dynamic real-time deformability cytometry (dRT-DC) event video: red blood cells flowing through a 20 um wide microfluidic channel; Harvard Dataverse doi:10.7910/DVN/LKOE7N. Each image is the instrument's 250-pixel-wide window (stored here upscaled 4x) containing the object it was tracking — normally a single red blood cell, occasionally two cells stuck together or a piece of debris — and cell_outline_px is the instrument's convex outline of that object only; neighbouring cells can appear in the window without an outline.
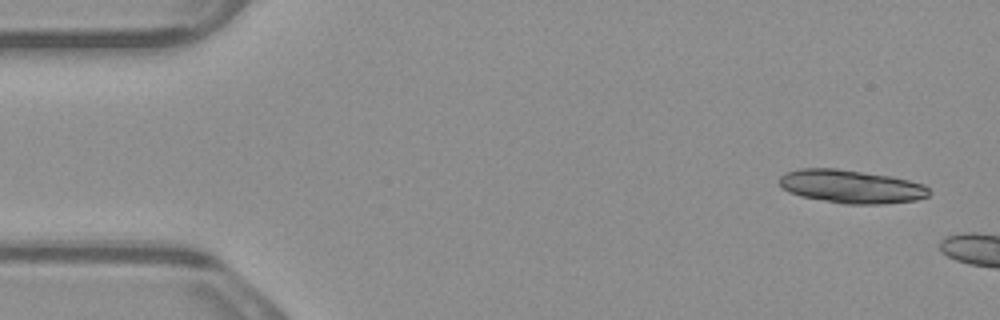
{"species": "common noctule bat (a hibernating species)", "species_latin": "Nyctalus noctula", "temperature_condition": "warm", "stored_images_in_passage": 4, "camera_frame_rate_fps": 3000, "um_per_image_px": 0.085, "animal": {"sex": "male", "body_mass_g": 23.1, "forearm_length_mm": 52.7}, "frame": {"image": 1, "passage_image": 1, "time_ms": 0.0, "image_size_px": [1000, 320], "cell_outline_px": [[932, 192], [928, 196], [916, 200], [880, 204], [844, 204], [800, 196], [788, 192], [780, 184], [780, 176], [784, 172], [800, 168], [836, 168], [888, 176], [908, 180], [924, 184]], "centroid_in_image_um": [72.34, 15.85], "position_along_channel_um": 12.7, "area_um2": 29.02}}